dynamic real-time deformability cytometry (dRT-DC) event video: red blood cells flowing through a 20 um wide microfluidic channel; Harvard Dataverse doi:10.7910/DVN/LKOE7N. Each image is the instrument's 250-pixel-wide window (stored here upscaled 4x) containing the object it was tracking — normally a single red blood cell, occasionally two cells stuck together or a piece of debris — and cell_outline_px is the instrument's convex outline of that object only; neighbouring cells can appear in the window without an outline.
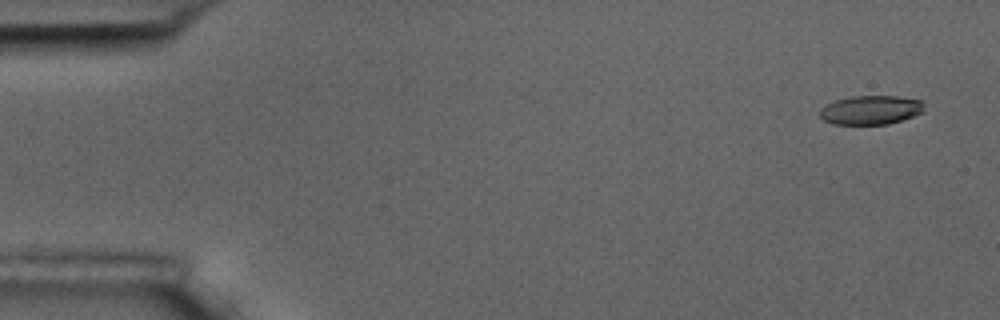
{"species": "common noctule bat (a hibernating species)", "species_latin": "Nyctalus noctula", "temperature_condition": "room temperature", "stored_images_in_passage": 5, "camera_frame_rate_fps": 3000, "um_per_image_px": 0.085, "animal": {"sex": "male", "body_mass_g": 17.5, "forearm_length_mm": 52.3}, "frame": {"image": 1, "passage_image": 1, "time_ms": 0.0, "image_size_px": [1000, 320], "cell_outline_px": [[924, 112], [888, 124], [832, 124], [824, 120], [820, 116], [820, 108], [836, 100], [852, 96], [900, 96], [920, 100]], "centroid_in_image_um": [73.99, 9.35], "position_along_channel_um": 11.0, "area_um2": 17.46}}
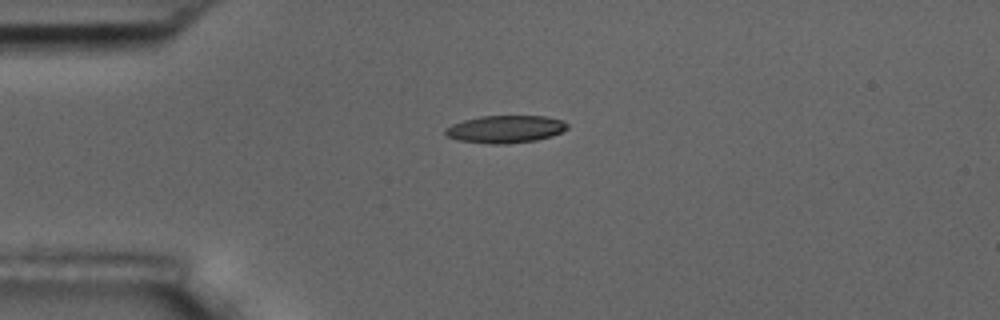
{"frame": {"image": 2, "passage_image": 4, "time_ms": 3.667, "image_size_px": [1000, 320], "cell_outline_px": [[568, 128], [552, 136], [536, 140], [508, 144], [492, 144], [460, 140], [448, 136], [444, 132], [444, 128], [452, 124], [464, 120], [480, 116], [544, 116], [564, 120], [568, 124]], "centroid_in_image_um": [42.97, 10.97], "position_along_channel_um": 42.0, "area_um2": 19.54}}